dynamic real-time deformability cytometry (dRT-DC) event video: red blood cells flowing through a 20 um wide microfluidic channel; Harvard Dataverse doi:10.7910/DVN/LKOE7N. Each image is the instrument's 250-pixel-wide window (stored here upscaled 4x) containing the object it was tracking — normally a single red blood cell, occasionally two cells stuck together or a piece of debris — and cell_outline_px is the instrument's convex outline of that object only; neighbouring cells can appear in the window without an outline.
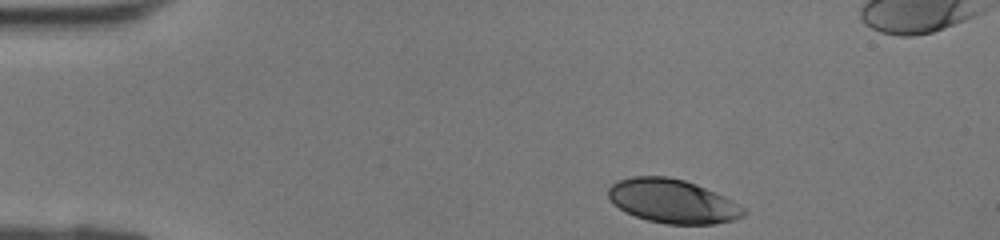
{"species": "human", "species_latin": "Homo sapiens", "temperature_condition": "room temperature", "stored_images_in_passage": 31, "camera_frame_rate_fps": 3000, "um_per_image_px": 0.085, "donor": {"sex": "female"}, "frame": {"image": 1, "passage_image": 1, "time_ms": 0.0, "image_size_px": [1000, 240], "cell_outline_px": [[744, 216], [732, 220], [712, 224], [668, 224], [648, 220], [624, 212], [612, 204], [608, 196], [608, 188], [612, 184], [620, 180], [632, 176], [668, 176], [684, 180], [696, 184], [724, 196], [732, 200], [744, 208]], "centroid_in_image_um": [57.13, 17.1], "position_along_channel_um": 27.9, "area_um2": 34.51}}
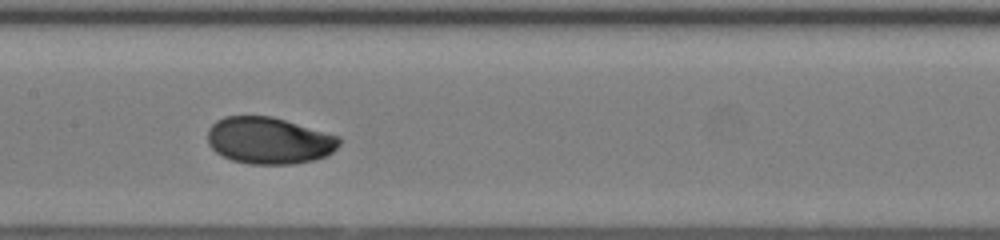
{"frame": {"image": 2, "passage_image": 15, "time_ms": 4.667, "image_size_px": [1000, 240], "cell_outline_px": [[344, 140], [328, 156], [312, 160], [292, 164], [248, 164], [232, 160], [216, 152], [208, 144], [208, 128], [216, 120], [224, 116], [272, 116], [340, 136]], "centroid_in_image_um": [22.89, 11.94], "position_along_channel_um": 184.5, "area_um2": 36.13}}
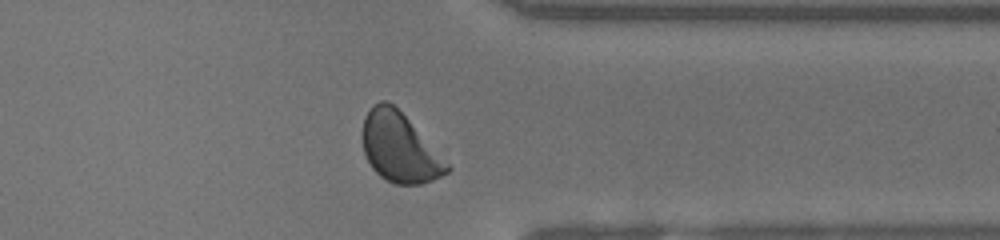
{"frame": {"image": 3, "passage_image": 27, "time_ms": 8.667, "image_size_px": [1000, 240], "cell_outline_px": [[452, 168], [448, 172], [432, 180], [420, 184], [396, 184], [384, 180], [372, 168], [364, 152], [360, 136], [364, 116], [372, 104], [380, 100], [388, 100], [408, 120]], "centroid_in_image_um": [33.89, 12.54], "position_along_channel_um": 377.5, "area_um2": 33.87}}